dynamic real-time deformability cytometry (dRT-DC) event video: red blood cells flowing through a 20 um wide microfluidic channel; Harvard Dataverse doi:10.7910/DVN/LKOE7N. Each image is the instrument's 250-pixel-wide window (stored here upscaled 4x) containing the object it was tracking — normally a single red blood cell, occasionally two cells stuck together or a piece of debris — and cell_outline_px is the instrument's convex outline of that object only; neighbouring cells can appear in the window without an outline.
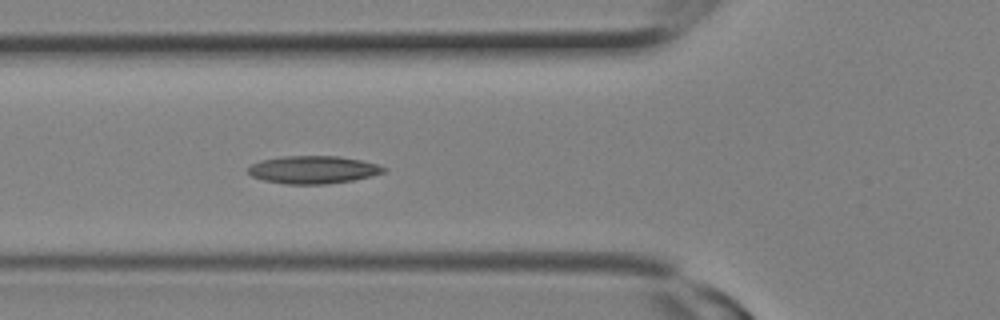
{"species": "Egyptian fruit bat (a non-hibernating species)", "species_latin": "Rousettus aegyptiacus", "temperature_condition": "room temperature", "stored_images_in_passage": 9, "camera_frame_rate_fps": 3000, "um_per_image_px": 0.085, "animal": {"sex": "female"}, "frame": {"image": 1, "passage_image": 9, "time_ms": 2.667, "image_size_px": [1000, 320], "cell_outline_px": [[388, 168], [384, 172], [372, 176], [352, 180], [328, 184], [284, 184], [264, 180], [252, 176], [248, 172], [248, 168], [252, 164], [260, 160], [284, 156], [340, 156], [360, 160], [376, 164]], "centroid_in_image_um": [26.62, 14.42], "position_along_channel_um": 99.2, "area_um2": 21.91}}